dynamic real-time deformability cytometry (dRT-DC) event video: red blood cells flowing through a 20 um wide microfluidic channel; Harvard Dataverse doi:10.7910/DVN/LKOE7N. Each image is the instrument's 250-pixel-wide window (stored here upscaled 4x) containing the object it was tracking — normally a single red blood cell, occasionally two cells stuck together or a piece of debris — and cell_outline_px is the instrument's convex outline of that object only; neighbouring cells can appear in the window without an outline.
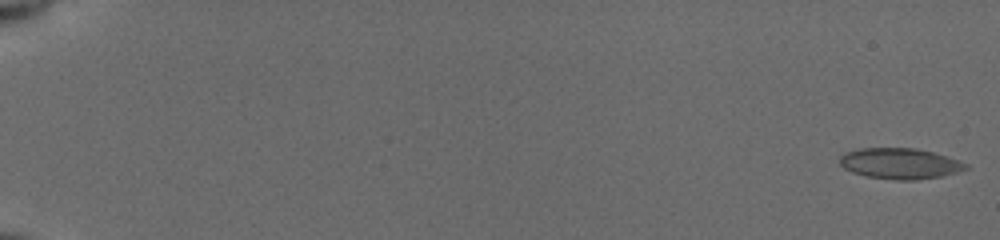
{"species": "common noctule bat (a hibernating species)", "species_latin": "Nyctalus noctula", "temperature_condition": "cold", "stored_images_in_passage": 54, "camera_frame_rate_fps": 3000, "um_per_image_px": 0.085, "animal": {"sex": "female", "body_mass_g": 19.5, "forearm_length_mm": 54.1}, "frame": {"image": 1, "passage_image": 1, "time_ms": 0.0, "image_size_px": [1000, 240], "cell_outline_px": [[968, 168], [956, 172], [940, 176], [916, 180], [896, 180], [868, 176], [852, 172], [844, 168], [840, 164], [840, 156], [844, 152], [860, 148], [916, 148], [932, 152], [960, 160], [968, 164]], "centroid_in_image_um": [76.48, 13.89], "position_along_channel_um": 8.5, "area_um2": 22.54}}
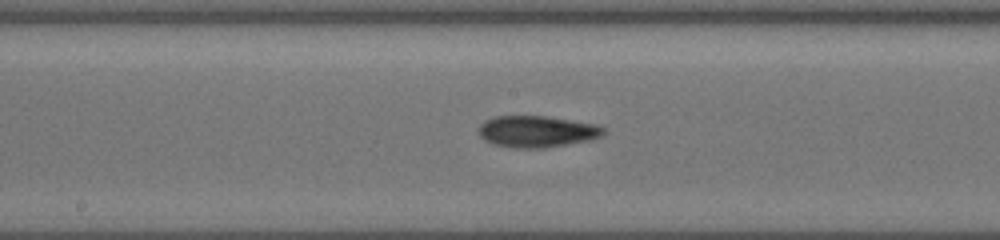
{"frame": {"image": 2, "passage_image": 31, "time_ms": 10.0, "image_size_px": [1000, 240], "cell_outline_px": [[608, 132], [604, 136], [592, 140], [544, 148], [516, 148], [492, 144], [484, 140], [480, 136], [480, 124], [496, 116], [548, 116], [596, 124], [604, 128]], "centroid_in_image_um": [45.71, 11.18], "position_along_channel_um": 202.5, "area_um2": 23.12}}
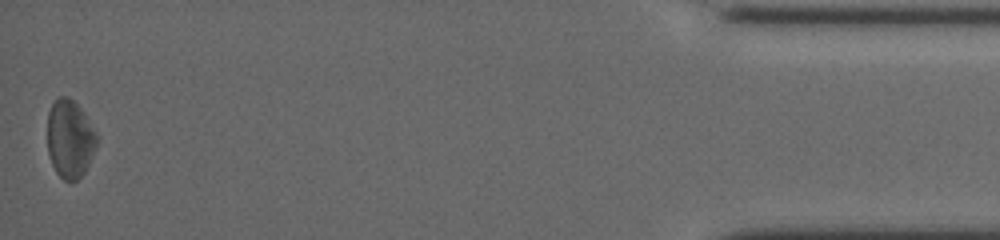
{"frame": {"image": 3, "passage_image": 54, "time_ms": 17.667, "image_size_px": [1000, 240], "cell_outline_px": [[100, 136], [96, 148], [84, 172], [76, 180], [64, 180], [56, 172], [52, 164], [48, 152], [48, 112], [52, 104], [60, 96], [68, 96], [80, 108]], "centroid_in_image_um": [5.96, 11.79], "position_along_channel_um": 429.2, "area_um2": 22.43}, "authors_computed_cell_mechanics": {"area_um2": 22.1952, "velocity_mm_per_s": 3.9345, "shape_relaxation_time_tau1_ms": 4.3024, "shape_relaxation_time_tau2_ms": 6.2419, "deformation_change_tau1": 0.103, "deformation_change_tau2": 0.1439}}